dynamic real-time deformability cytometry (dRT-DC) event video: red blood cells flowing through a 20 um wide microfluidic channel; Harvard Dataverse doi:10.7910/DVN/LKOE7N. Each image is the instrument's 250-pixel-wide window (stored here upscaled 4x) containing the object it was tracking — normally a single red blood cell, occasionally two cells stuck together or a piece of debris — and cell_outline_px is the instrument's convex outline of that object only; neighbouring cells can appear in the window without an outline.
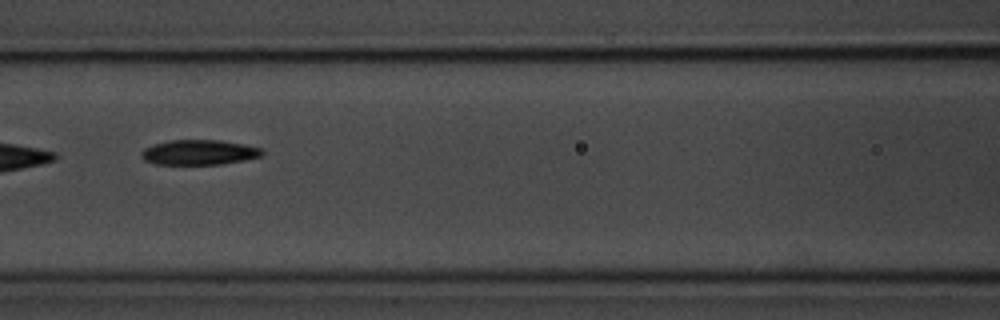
{"species": "common noctule bat (a hibernating species)", "species_latin": "Nyctalus noctula", "temperature_condition": "room temperature", "stored_images_in_passage": 11, "camera_frame_rate_fps": 3000, "um_per_image_px": 0.085, "animal": {"sex": "male", "body_mass_g": 20.1, "forearm_length_mm": 53.5}, "frame": {"image": 1, "passage_image": 7, "time_ms": 7.667, "image_size_px": [1000, 320], "cell_outline_px": [[264, 152], [260, 156], [244, 160], [220, 164], [152, 164], [144, 160], [140, 156], [140, 152], [144, 148], [152, 144], [168, 140], [220, 140], [244, 144], [264, 148]], "centroid_in_image_um": [16.89, 12.94], "position_along_channel_um": 149.7, "area_um2": 17.8}}
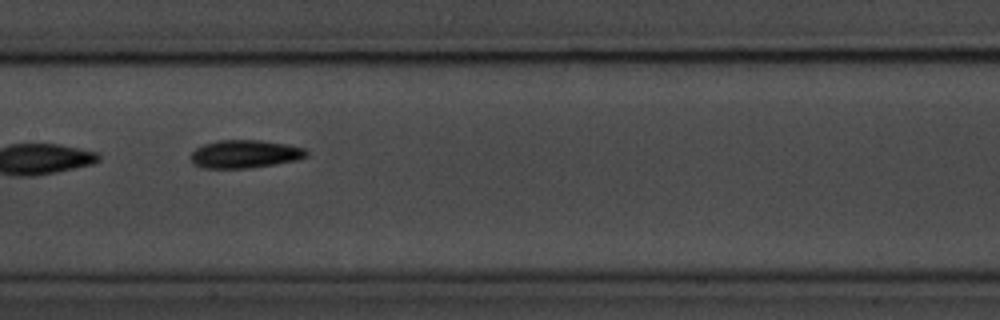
{"frame": {"image": 2, "passage_image": 8, "time_ms": 8.667, "image_size_px": [1000, 320], "cell_outline_px": [[308, 156], [296, 160], [276, 164], [252, 168], [200, 168], [192, 164], [192, 152], [196, 148], [204, 144], [216, 140], [260, 140], [288, 144], [304, 148], [308, 152]], "centroid_in_image_um": [20.82, 13.09], "position_along_channel_um": 186.6, "area_um2": 19.07}}